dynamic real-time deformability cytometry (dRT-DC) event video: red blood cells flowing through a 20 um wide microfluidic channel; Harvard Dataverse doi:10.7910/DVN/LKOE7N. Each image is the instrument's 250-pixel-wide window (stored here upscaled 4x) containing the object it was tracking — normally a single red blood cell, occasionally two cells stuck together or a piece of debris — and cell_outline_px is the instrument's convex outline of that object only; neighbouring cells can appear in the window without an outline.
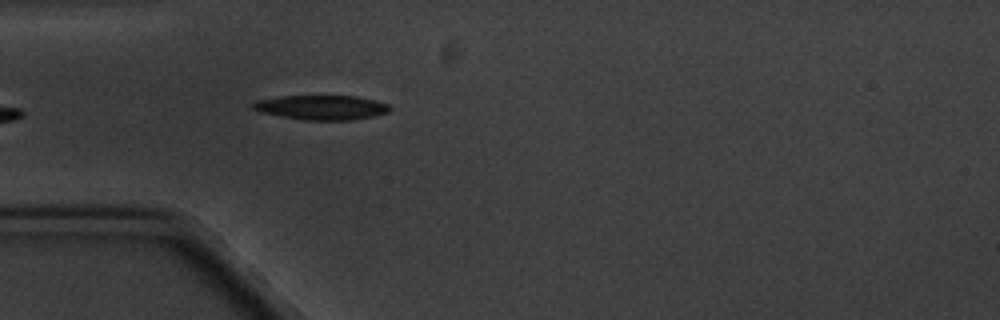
{"species": "common noctule bat (a hibernating species)", "species_latin": "Nyctalus noctula", "temperature_condition": "cold", "stored_images_in_passage": 1, "camera_frame_rate_fps": 3000, "um_per_image_px": 0.085, "animal": {"sex": "male", "body_mass_g": 20.1, "forearm_length_mm": 53.5}, "frame": {"image": 1, "passage_image": 1, "time_ms": 0.0, "image_size_px": [1000, 320], "cell_outline_px": [[392, 108], [388, 112], [376, 116], [352, 120], [304, 120], [260, 112], [252, 108], [252, 104], [260, 100], [276, 96], [356, 96], [388, 104]], "centroid_in_image_um": [27.36, 9.14], "position_along_channel_um": 57.6, "area_um2": 19.48}}